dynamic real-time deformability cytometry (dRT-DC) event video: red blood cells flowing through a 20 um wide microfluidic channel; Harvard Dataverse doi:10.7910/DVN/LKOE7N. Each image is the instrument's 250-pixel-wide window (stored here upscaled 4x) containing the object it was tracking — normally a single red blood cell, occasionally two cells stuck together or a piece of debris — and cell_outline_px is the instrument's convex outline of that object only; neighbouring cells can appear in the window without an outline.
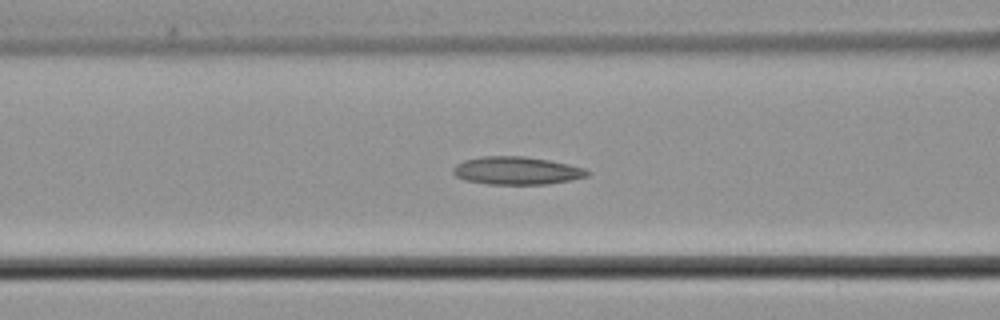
{"species": "common noctule bat (a hibernating species)", "species_latin": "Nyctalus noctula", "temperature_condition": "cold", "stored_images_in_passage": 33, "camera_frame_rate_fps": 3000, "um_per_image_px": 0.085, "animal": {"sex": "male", "body_mass_g": 21.5, "forearm_length_mm": 52.0}, "frame": {"image": 1, "passage_image": 12, "time_ms": 3.667, "image_size_px": [1000, 320], "cell_outline_px": [[592, 172], [588, 176], [572, 180], [548, 184], [488, 184], [464, 180], [456, 176], [452, 172], [452, 168], [456, 164], [464, 160], [484, 156], [524, 156], [548, 160], [568, 164], [584, 168]], "centroid_in_image_um": [43.92, 14.51], "position_along_channel_um": 122.7, "area_um2": 21.91}}
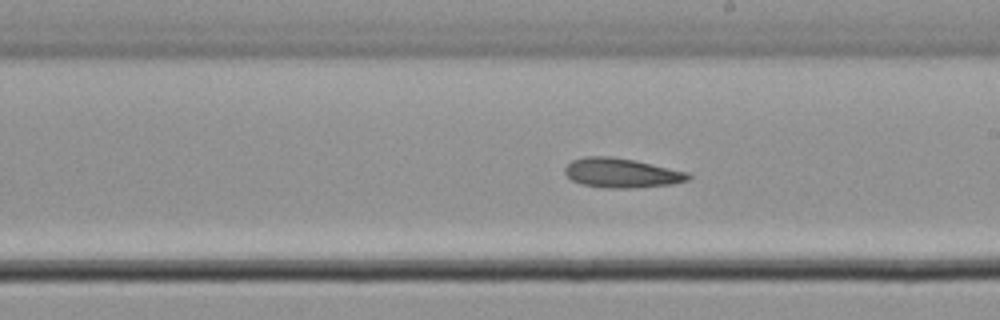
{"frame": {"image": 2, "passage_image": 21, "time_ms": 6.667, "image_size_px": [1000, 320], "cell_outline_px": [[692, 176], [688, 180], [672, 184], [628, 188], [604, 188], [580, 184], [572, 180], [564, 172], [564, 168], [572, 160], [584, 156], [612, 156], [632, 160], [688, 172]], "centroid_in_image_um": [52.79, 14.7], "position_along_channel_um": 236.2, "area_um2": 21.1}}
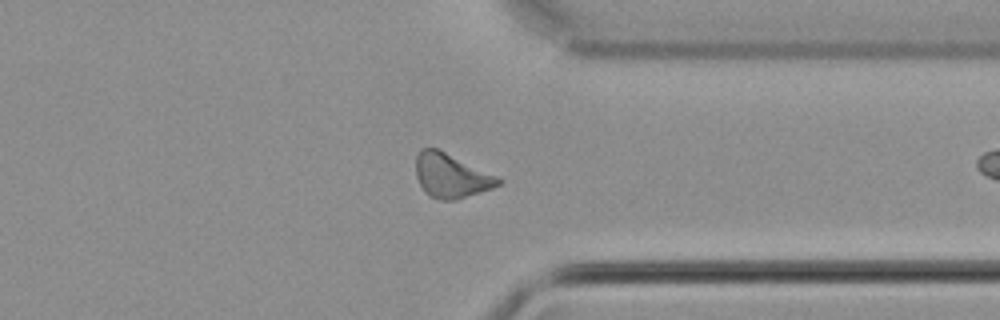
{"frame": {"image": 3, "passage_image": 32, "time_ms": 10.333, "image_size_px": [1000, 320], "cell_outline_px": [[504, 180], [500, 184], [492, 188], [456, 200], [440, 200], [424, 192], [416, 176], [416, 156], [420, 148], [436, 148], [496, 176]], "centroid_in_image_um": [38.32, 14.94], "position_along_channel_um": 373.1, "area_um2": 20.87}}